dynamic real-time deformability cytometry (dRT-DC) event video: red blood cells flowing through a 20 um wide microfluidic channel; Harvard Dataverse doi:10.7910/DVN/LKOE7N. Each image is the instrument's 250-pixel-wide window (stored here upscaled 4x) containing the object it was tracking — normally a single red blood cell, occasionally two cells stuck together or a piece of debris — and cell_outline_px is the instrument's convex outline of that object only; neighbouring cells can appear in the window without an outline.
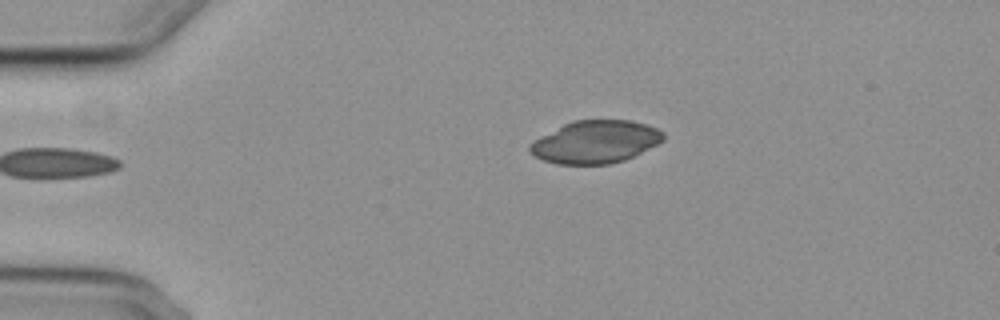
{"species": "common noctule bat (a hibernating species)", "species_latin": "Nyctalus noctula", "temperature_condition": "cold", "stored_images_in_passage": 5, "camera_frame_rate_fps": 3000, "um_per_image_px": 0.085, "animal": {"sex": "female", "body_mass_g": 29.2, "forearm_length_mm": 56.3}, "frame": {"image": 1, "passage_image": 5, "time_ms": 5.333, "image_size_px": [1000, 320], "cell_outline_px": [[664, 140], [624, 160], [608, 164], [556, 164], [544, 160], [528, 152], [528, 144], [564, 124], [572, 120], [632, 120], [648, 124], [664, 132]], "centroid_in_image_um": [50.61, 12.05], "position_along_channel_um": 34.4, "area_um2": 32.95}}